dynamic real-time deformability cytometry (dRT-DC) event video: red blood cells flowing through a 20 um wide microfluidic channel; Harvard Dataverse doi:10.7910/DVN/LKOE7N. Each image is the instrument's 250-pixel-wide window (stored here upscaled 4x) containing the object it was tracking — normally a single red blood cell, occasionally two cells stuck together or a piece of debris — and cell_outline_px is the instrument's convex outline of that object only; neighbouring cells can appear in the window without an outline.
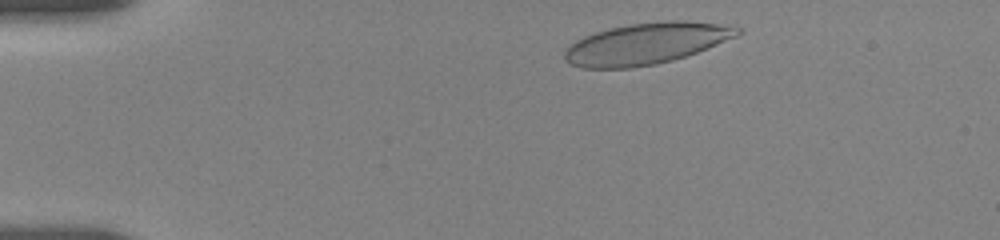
{"species": "human", "species_latin": "Homo sapiens", "temperature_condition": "room temperature", "stored_images_in_passage": 4, "camera_frame_rate_fps": 3000, "um_per_image_px": 0.085, "donor": {"sex": "female"}, "frame": {"image": 1, "passage_image": 1, "time_ms": 0.0, "image_size_px": [1000, 240], "cell_outline_px": [[744, 32], [736, 36], [708, 48], [672, 60], [656, 64], [632, 68], [580, 68], [564, 60], [564, 52], [576, 40], [584, 36], [596, 32], [628, 24], [668, 20], [684, 20], [732, 24], [744, 28]], "centroid_in_image_um": [55.0, 3.69], "position_along_channel_um": 30.0, "area_um2": 41.91}}